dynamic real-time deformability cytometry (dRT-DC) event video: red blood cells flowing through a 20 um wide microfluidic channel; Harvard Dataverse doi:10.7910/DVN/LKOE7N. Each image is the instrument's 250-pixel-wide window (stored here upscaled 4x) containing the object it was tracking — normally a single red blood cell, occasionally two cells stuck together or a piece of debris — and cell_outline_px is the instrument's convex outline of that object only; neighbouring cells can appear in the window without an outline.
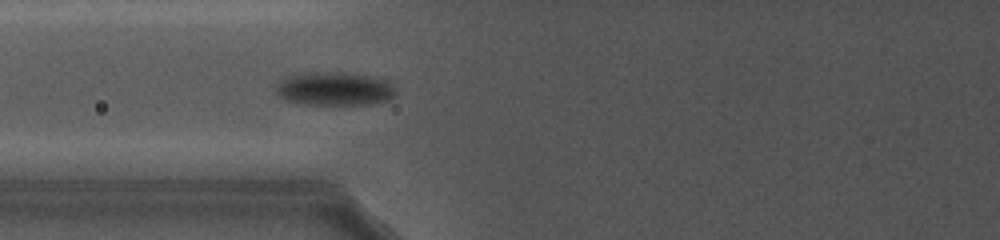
{"species": "common noctule bat (a hibernating species)", "species_latin": "Nyctalus noctula", "temperature_condition": "cold", "stored_images_in_passage": 4, "camera_frame_rate_fps": 5000, "um_per_image_px": 0.085, "animal": {"sex": "female", "body_mass_g": 19.0, "forearm_length_mm": 56.7}, "frame": {"image": 1, "passage_image": 3, "time_ms": 2.4, "image_size_px": [1000, 240], "cell_outline_px": [[392, 96], [384, 100], [368, 104], [300, 104], [288, 100], [280, 96], [276, 92], [276, 84], [280, 80], [288, 76], [312, 72], [340, 72], [372, 76], [384, 80], [392, 88]], "centroid_in_image_um": [28.33, 7.54], "position_along_channel_um": 97.5, "area_um2": 22.77}}